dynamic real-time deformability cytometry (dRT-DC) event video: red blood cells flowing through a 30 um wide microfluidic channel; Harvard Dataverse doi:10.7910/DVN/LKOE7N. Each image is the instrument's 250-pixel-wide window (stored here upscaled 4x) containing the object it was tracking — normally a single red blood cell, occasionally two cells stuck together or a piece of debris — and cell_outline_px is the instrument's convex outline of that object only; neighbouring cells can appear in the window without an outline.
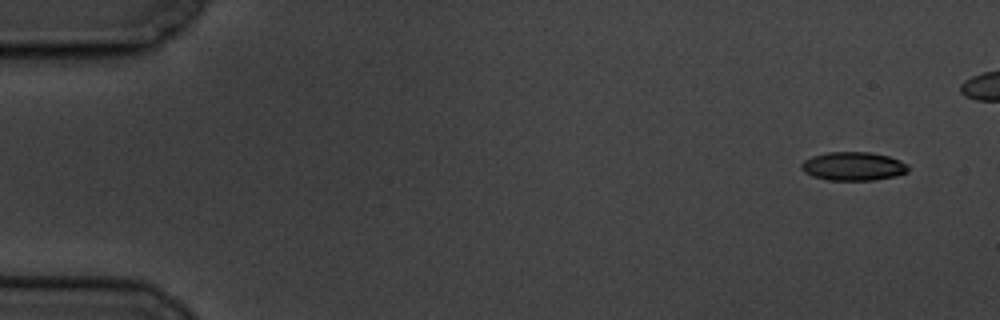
{"species": "common noctule bat (a hibernating species)", "species_latin": "Nyctalus noctula", "temperature_condition": "cold", "stored_images_in_passage": 11, "camera_frame_rate_fps": 3000, "um_per_image_px": 0.085, "animal": {"sex": "male", "body_mass_g": 19.5, "forearm_length_mm": 54.6}, "frame": {"image": 1, "passage_image": 1, "time_ms": 0.0, "image_size_px": [1000, 320], "cell_outline_px": [[908, 172], [896, 176], [876, 180], [828, 180], [812, 176], [804, 172], [800, 168], [800, 164], [804, 160], [812, 156], [828, 152], [868, 152], [888, 156], [900, 160], [908, 164]], "centroid_in_image_um": [72.52, 14.13], "position_along_channel_um": 12.5, "area_um2": 17.92}}
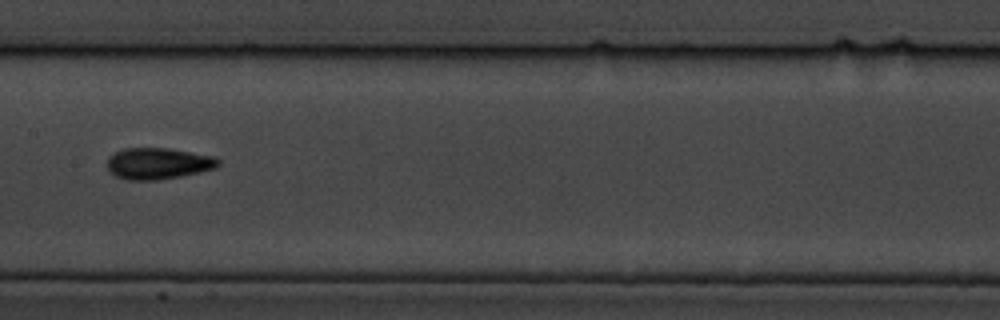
{"frame": {"image": 2, "passage_image": 8, "time_ms": 9.0, "image_size_px": [1000, 320], "cell_outline_px": [[220, 164], [216, 168], [200, 172], [180, 176], [156, 180], [128, 180], [116, 176], [108, 168], [108, 156], [112, 152], [124, 148], [168, 148], [216, 156], [220, 160]], "centroid_in_image_um": [13.46, 13.88], "position_along_channel_um": 193.9, "area_um2": 20.46}}
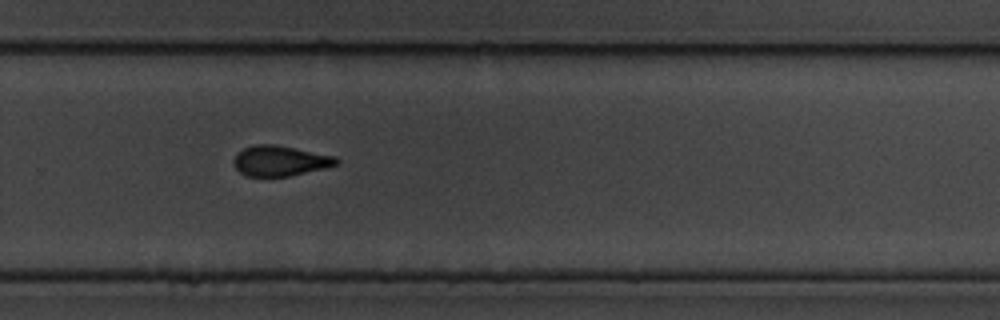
{"frame": {"image": 3, "passage_image": 11, "time_ms": 12.333, "image_size_px": [1000, 320], "cell_outline_px": [[340, 160], [336, 164], [324, 168], [288, 176], [248, 176], [240, 172], [236, 168], [232, 160], [236, 152], [252, 144], [272, 144], [336, 156]], "centroid_in_image_um": [23.76, 13.66], "position_along_channel_um": 306.0, "area_um2": 18.03}}